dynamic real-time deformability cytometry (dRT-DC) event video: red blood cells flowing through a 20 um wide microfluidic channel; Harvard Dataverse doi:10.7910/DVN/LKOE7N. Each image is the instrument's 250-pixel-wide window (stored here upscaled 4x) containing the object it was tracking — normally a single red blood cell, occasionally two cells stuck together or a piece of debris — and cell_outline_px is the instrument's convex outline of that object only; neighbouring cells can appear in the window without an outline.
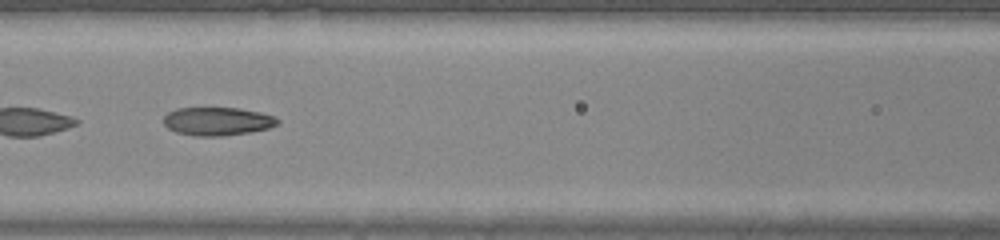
{"species": "common noctule bat (a hibernating species)", "species_latin": "Nyctalus noctula", "temperature_condition": "warm", "stored_images_in_passage": 44, "camera_frame_rate_fps": 3000, "um_per_image_px": 0.085, "animal": {"sex": "male", "body_mass_g": 20.0, "forearm_length_mm": 53.3}, "frame": {"image": 1, "passage_image": 21, "time_ms": 6.667, "image_size_px": [1000, 240], "cell_outline_px": [[280, 124], [268, 128], [252, 132], [224, 136], [192, 136], [176, 132], [168, 128], [164, 124], [164, 116], [168, 112], [176, 108], [240, 108], [260, 112], [276, 116], [280, 120]], "centroid_in_image_um": [18.51, 10.31], "position_along_channel_um": 148.1, "area_um2": 19.07}}
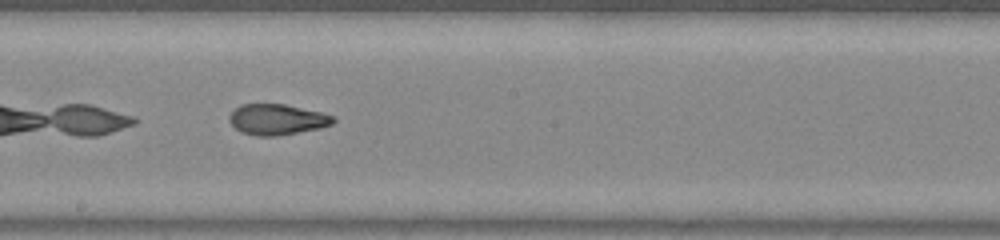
{"frame": {"image": 2, "passage_image": 26, "time_ms": 8.333, "image_size_px": [1000, 240], "cell_outline_px": [[336, 120], [332, 124], [320, 128], [276, 136], [256, 136], [240, 132], [228, 120], [228, 116], [240, 104], [284, 104], [320, 112], [336, 116]], "centroid_in_image_um": [23.55, 10.16], "position_along_channel_um": 224.7, "area_um2": 18.61}}
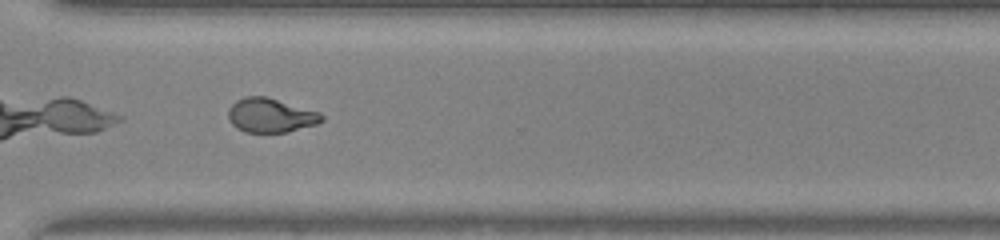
{"frame": {"image": 3, "passage_image": 34, "time_ms": 11.0, "image_size_px": [1000, 240], "cell_outline_px": [[324, 120], [316, 124], [288, 132], [244, 132], [236, 128], [228, 120], [228, 108], [236, 100], [244, 96], [268, 96], [320, 112], [324, 116]], "centroid_in_image_um": [22.99, 9.79], "position_along_channel_um": 347.6, "area_um2": 18.9}}